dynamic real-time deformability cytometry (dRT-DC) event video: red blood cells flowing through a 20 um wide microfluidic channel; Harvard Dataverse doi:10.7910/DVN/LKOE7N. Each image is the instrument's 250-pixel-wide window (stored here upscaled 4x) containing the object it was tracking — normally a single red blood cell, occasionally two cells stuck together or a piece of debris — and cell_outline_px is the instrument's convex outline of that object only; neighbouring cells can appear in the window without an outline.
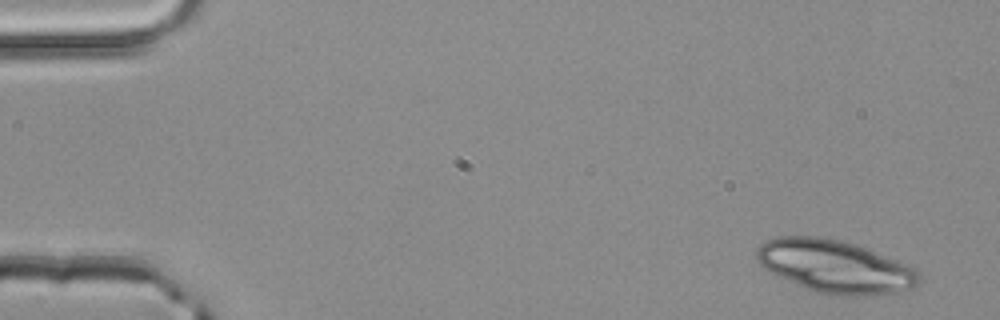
{"species": "common noctule bat (a hibernating species)", "species_latin": "Nyctalus noctula", "temperature_condition": "room temperature", "stored_images_in_passage": 3, "camera_frame_rate_fps": 3000, "um_per_image_px": 0.085, "animal": {"sex": "male", "body_mass_g": 20.4}, "frame": {"image": 1, "passage_image": 1, "time_ms": 0.0, "image_size_px": [1000, 320], "cell_outline_px": [[924, 280], [916, 288], [900, 292], [872, 296], [832, 296], [816, 292], [776, 276], [764, 268], [756, 260], [756, 248], [760, 244], [768, 240], [780, 236], [816, 236], [840, 240], [856, 244], [868, 248], [916, 268], [920, 272]], "centroid_in_image_um": [71.04, 22.67], "position_along_channel_um": 14.0, "area_um2": 50.92}}